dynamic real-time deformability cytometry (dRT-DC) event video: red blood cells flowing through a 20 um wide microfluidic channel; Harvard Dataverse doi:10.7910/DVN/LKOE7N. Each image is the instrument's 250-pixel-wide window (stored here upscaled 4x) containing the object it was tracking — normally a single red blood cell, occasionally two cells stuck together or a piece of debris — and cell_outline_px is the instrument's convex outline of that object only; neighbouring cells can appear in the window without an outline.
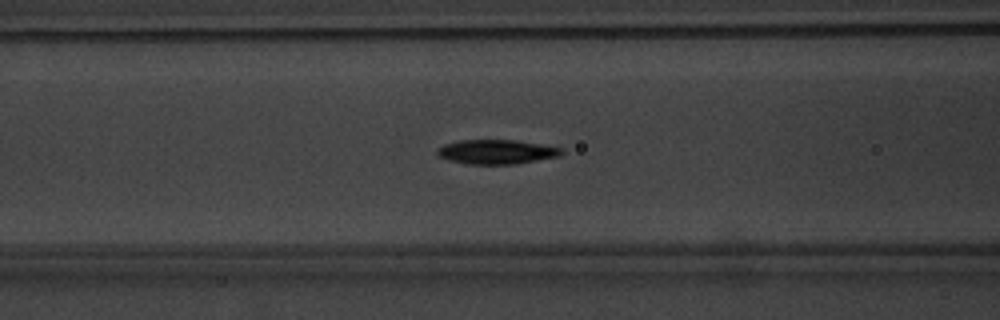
{"species": "common noctule bat (a hibernating species)", "species_latin": "Nyctalus noctula", "temperature_condition": "warm", "stored_images_in_passage": 54, "camera_frame_rate_fps": 3000, "um_per_image_px": 0.085, "animal": {"sex": "male", "body_mass_g": 20.1, "forearm_length_mm": 53.5}, "frame": {"image": 1, "passage_image": 23, "time_ms": 7.333, "image_size_px": [1000, 320], "cell_outline_px": [[564, 152], [560, 156], [516, 164], [468, 164], [452, 160], [440, 156], [436, 152], [444, 144], [460, 140], [516, 140], [564, 148]], "centroid_in_image_um": [42.28, 12.9], "position_along_channel_um": 124.3, "area_um2": 17.51}}
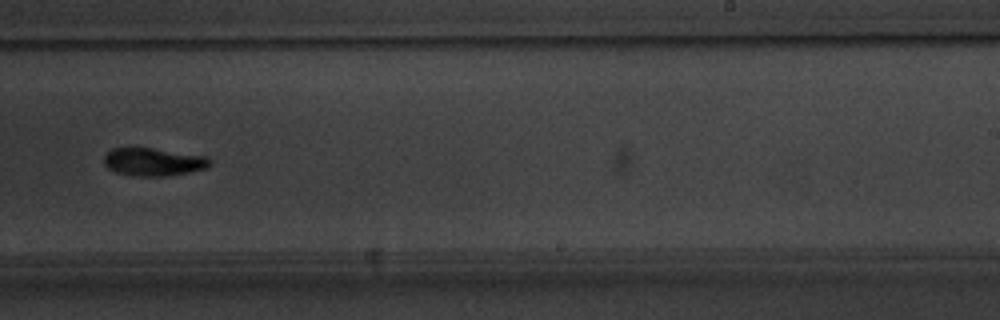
{"frame": {"image": 2, "passage_image": 35, "time_ms": 11.333, "image_size_px": [1000, 320], "cell_outline_px": [[212, 164], [204, 168], [188, 172], [168, 176], [132, 176], [116, 172], [108, 168], [104, 164], [104, 156], [112, 148], [152, 148], [204, 156], [212, 160]], "centroid_in_image_um": [13.02, 13.77], "position_along_channel_um": 276.0, "area_um2": 17.11}}
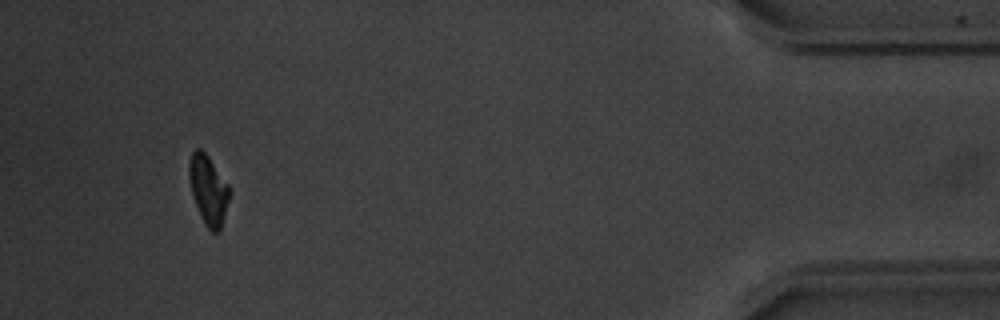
{"frame": {"image": 3, "passage_image": 51, "time_ms": 16.667, "image_size_px": [1000, 320], "cell_outline_px": [[228, 200], [220, 228], [216, 232], [212, 232], [204, 224], [200, 216], [192, 192], [188, 176], [188, 164], [192, 152], [196, 148], [200, 148], [208, 156], [228, 184]], "centroid_in_image_um": [17.67, 16.1], "position_along_channel_um": 417.5, "area_um2": 15.84}, "authors_computed_cell_mechanics": {"area_um2": 17.1666, "velocity_mm_per_s": 3.7927, "shape_relaxation_time_tau1_ms": 2.3112, "shape_relaxation_time_tau2_ms": 5.4053, "deformation_change_tau1": 0.1325, "deformation_change_tau2": 0.0957}}